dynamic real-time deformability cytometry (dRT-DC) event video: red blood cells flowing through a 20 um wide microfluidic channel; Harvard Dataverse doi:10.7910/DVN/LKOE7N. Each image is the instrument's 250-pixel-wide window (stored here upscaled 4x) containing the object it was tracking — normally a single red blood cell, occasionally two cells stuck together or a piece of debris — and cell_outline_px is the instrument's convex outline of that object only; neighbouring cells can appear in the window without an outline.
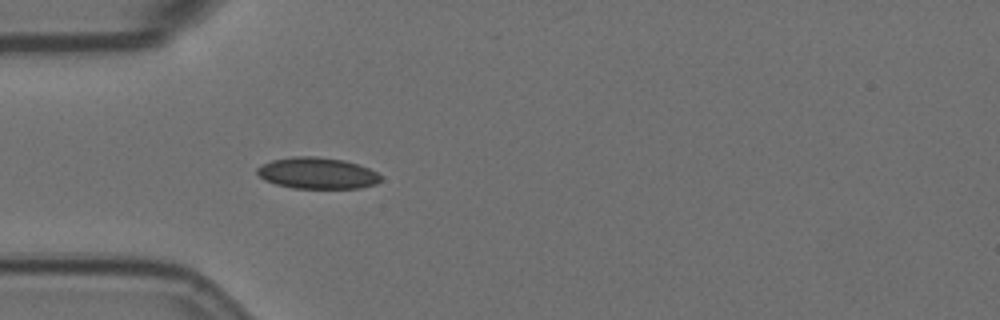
{"species": "Egyptian fruit bat (a non-hibernating species)", "species_latin": "Rousettus aegyptiacus", "temperature_condition": "room temperature", "stored_images_in_passage": 41, "camera_frame_rate_fps": 3000, "um_per_image_px": 0.085, "animal": {"sex": "female"}, "frame": {"image": 1, "passage_image": 1, "time_ms": 0.0, "image_size_px": [1000, 320], "cell_outline_px": [[380, 180], [376, 184], [360, 188], [292, 188], [276, 184], [264, 180], [256, 172], [256, 168], [272, 160], [292, 156], [316, 156], [344, 160], [368, 168], [376, 172], [380, 176]], "centroid_in_image_um": [26.94, 14.72], "position_along_channel_um": 58.1, "area_um2": 22.48}}
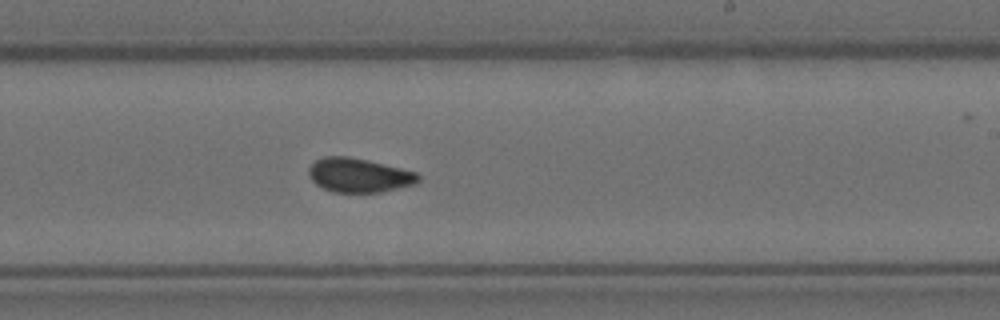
{"frame": {"image": 2, "passage_image": 18, "time_ms": 5.667, "image_size_px": [1000, 320], "cell_outline_px": [[420, 180], [416, 184], [380, 192], [332, 192], [316, 184], [308, 176], [308, 168], [316, 160], [324, 156], [348, 156], [400, 168], [416, 172], [420, 176]], "centroid_in_image_um": [30.49, 14.9], "position_along_channel_um": 258.5, "area_um2": 21.68}}
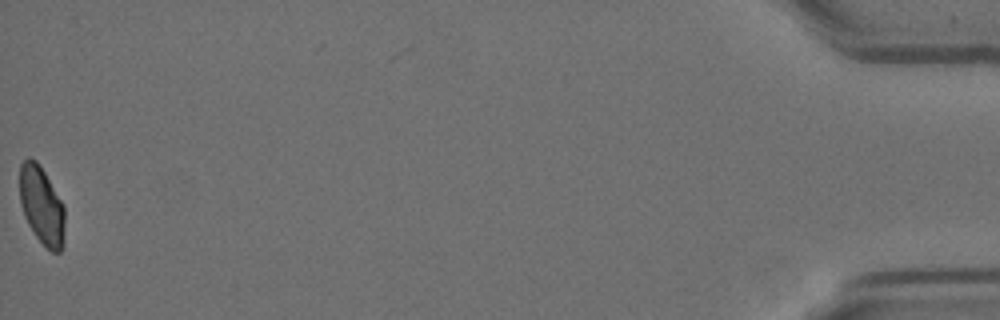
{"frame": {"image": 3, "passage_image": 41, "time_ms": 13.333, "image_size_px": [1000, 320], "cell_outline_px": [[64, 244], [60, 252], [52, 252], [36, 236], [28, 224], [24, 216], [20, 204], [20, 164], [24, 160], [36, 160], [44, 172], [64, 204]], "centroid_in_image_um": [3.55, 17.49], "position_along_channel_um": 431.6, "area_um2": 20.35}, "authors_computed_cell_mechanics": {"area_um2": 21.7328, "velocity_mm_per_s": 3.5869, "shape_relaxation_time_tau1_ms": null, "shape_relaxation_time_tau2_ms": 1.61, "deformation_change_tau1": null, "deformation_change_tau2": 0.0408}}